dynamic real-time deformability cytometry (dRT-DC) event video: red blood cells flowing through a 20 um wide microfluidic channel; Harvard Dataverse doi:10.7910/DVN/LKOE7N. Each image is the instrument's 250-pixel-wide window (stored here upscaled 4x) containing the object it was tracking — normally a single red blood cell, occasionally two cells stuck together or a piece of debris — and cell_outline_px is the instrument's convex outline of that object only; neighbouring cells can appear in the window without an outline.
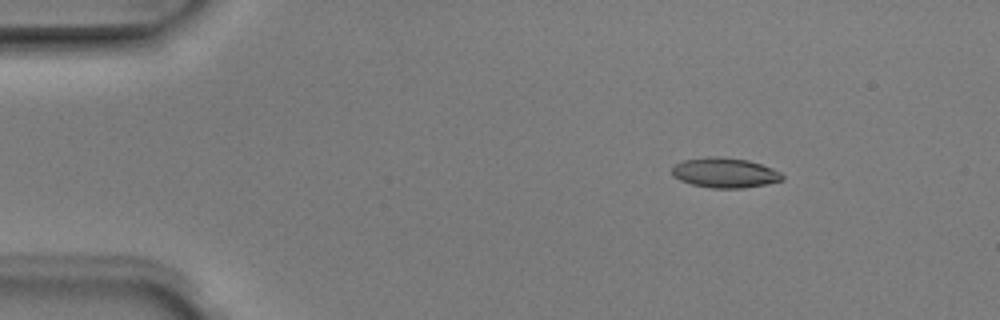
{"species": "Egyptian fruit bat (a non-hibernating species)", "species_latin": "Rousettus aegyptiacus", "temperature_condition": "room temperature", "stored_images_in_passage": 4, "camera_frame_rate_fps": 3000, "um_per_image_px": 0.085, "animal": {"sex": "male"}, "frame": {"image": 1, "passage_image": 2, "time_ms": 0.333, "image_size_px": [1000, 320], "cell_outline_px": [[784, 180], [768, 184], [744, 188], [712, 188], [692, 184], [680, 180], [672, 176], [672, 168], [676, 164], [684, 160], [708, 156], [720, 156], [748, 160], [772, 168], [780, 172], [784, 176]], "centroid_in_image_um": [61.63, 14.68], "position_along_channel_um": 23.4, "area_um2": 19.36}}